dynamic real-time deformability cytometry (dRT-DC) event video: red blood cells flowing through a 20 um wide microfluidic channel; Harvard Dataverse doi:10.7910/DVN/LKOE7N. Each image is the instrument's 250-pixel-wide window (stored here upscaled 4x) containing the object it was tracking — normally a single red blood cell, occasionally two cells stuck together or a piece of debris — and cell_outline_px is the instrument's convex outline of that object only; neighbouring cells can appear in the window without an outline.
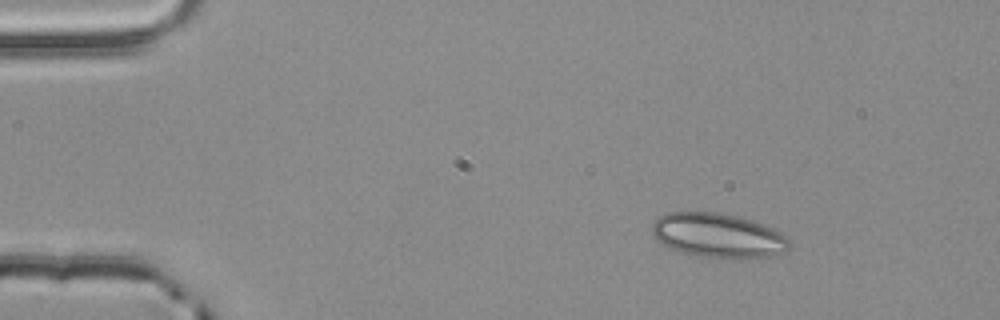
{"species": "common noctule bat (a hibernating species)", "species_latin": "Nyctalus noctula", "temperature_condition": "room temperature", "stored_images_in_passage": 2, "camera_frame_rate_fps": 3000, "um_per_image_px": 0.085, "animal": {"sex": "male", "body_mass_g": 20.4}, "frame": {"image": 1, "passage_image": 1, "time_ms": 0.0, "image_size_px": [1000, 320], "cell_outline_px": [[792, 244], [788, 252], [768, 256], [704, 256], [684, 252], [672, 248], [656, 240], [652, 236], [652, 224], [664, 212], [716, 212], [736, 216], [772, 228], [792, 240]], "centroid_in_image_um": [61.03, 19.98], "position_along_channel_um": 24.0, "area_um2": 34.68}}